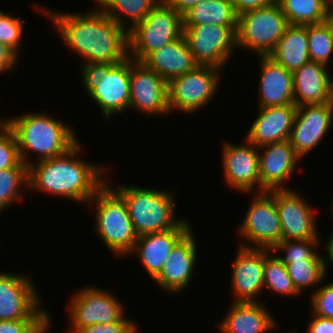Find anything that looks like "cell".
<instances>
[{"instance_id":"cell-10","label":"cell","mask_w":333,"mask_h":333,"mask_svg":"<svg viewBox=\"0 0 333 333\" xmlns=\"http://www.w3.org/2000/svg\"><path fill=\"white\" fill-rule=\"evenodd\" d=\"M247 213L238 228L239 235L247 240L237 243L248 248L273 249L282 241V229L275 203V190L252 196ZM246 243V244H245ZM250 243V244H249Z\"/></svg>"},{"instance_id":"cell-24","label":"cell","mask_w":333,"mask_h":333,"mask_svg":"<svg viewBox=\"0 0 333 333\" xmlns=\"http://www.w3.org/2000/svg\"><path fill=\"white\" fill-rule=\"evenodd\" d=\"M260 64L258 106L277 107L294 105L292 72L270 56H257Z\"/></svg>"},{"instance_id":"cell-12","label":"cell","mask_w":333,"mask_h":333,"mask_svg":"<svg viewBox=\"0 0 333 333\" xmlns=\"http://www.w3.org/2000/svg\"><path fill=\"white\" fill-rule=\"evenodd\" d=\"M113 294L96 286H85L73 294L67 305L70 333L94 324L118 322L125 309Z\"/></svg>"},{"instance_id":"cell-27","label":"cell","mask_w":333,"mask_h":333,"mask_svg":"<svg viewBox=\"0 0 333 333\" xmlns=\"http://www.w3.org/2000/svg\"><path fill=\"white\" fill-rule=\"evenodd\" d=\"M307 25H288L275 48L268 55L293 72L310 61Z\"/></svg>"},{"instance_id":"cell-34","label":"cell","mask_w":333,"mask_h":333,"mask_svg":"<svg viewBox=\"0 0 333 333\" xmlns=\"http://www.w3.org/2000/svg\"><path fill=\"white\" fill-rule=\"evenodd\" d=\"M310 61L327 66L333 54V39L324 22L307 25Z\"/></svg>"},{"instance_id":"cell-25","label":"cell","mask_w":333,"mask_h":333,"mask_svg":"<svg viewBox=\"0 0 333 333\" xmlns=\"http://www.w3.org/2000/svg\"><path fill=\"white\" fill-rule=\"evenodd\" d=\"M265 303L232 302L225 317L217 324L222 333H267L278 328Z\"/></svg>"},{"instance_id":"cell-13","label":"cell","mask_w":333,"mask_h":333,"mask_svg":"<svg viewBox=\"0 0 333 333\" xmlns=\"http://www.w3.org/2000/svg\"><path fill=\"white\" fill-rule=\"evenodd\" d=\"M183 35L196 63L201 66H212L222 70L235 49L237 50L236 33L227 26H183Z\"/></svg>"},{"instance_id":"cell-43","label":"cell","mask_w":333,"mask_h":333,"mask_svg":"<svg viewBox=\"0 0 333 333\" xmlns=\"http://www.w3.org/2000/svg\"><path fill=\"white\" fill-rule=\"evenodd\" d=\"M312 319L308 324L307 333H333V319L319 317L313 313Z\"/></svg>"},{"instance_id":"cell-6","label":"cell","mask_w":333,"mask_h":333,"mask_svg":"<svg viewBox=\"0 0 333 333\" xmlns=\"http://www.w3.org/2000/svg\"><path fill=\"white\" fill-rule=\"evenodd\" d=\"M84 89L100 108L103 119L127 112L130 101V57L119 64L95 66L81 72Z\"/></svg>"},{"instance_id":"cell-17","label":"cell","mask_w":333,"mask_h":333,"mask_svg":"<svg viewBox=\"0 0 333 333\" xmlns=\"http://www.w3.org/2000/svg\"><path fill=\"white\" fill-rule=\"evenodd\" d=\"M332 121L333 101L297 107L288 141L301 159L315 149L326 137Z\"/></svg>"},{"instance_id":"cell-37","label":"cell","mask_w":333,"mask_h":333,"mask_svg":"<svg viewBox=\"0 0 333 333\" xmlns=\"http://www.w3.org/2000/svg\"><path fill=\"white\" fill-rule=\"evenodd\" d=\"M23 26L21 18L0 11V43L10 48L18 57Z\"/></svg>"},{"instance_id":"cell-41","label":"cell","mask_w":333,"mask_h":333,"mask_svg":"<svg viewBox=\"0 0 333 333\" xmlns=\"http://www.w3.org/2000/svg\"><path fill=\"white\" fill-rule=\"evenodd\" d=\"M230 1L233 5L234 11L236 12L237 15H239L249 10L268 6L276 0H230Z\"/></svg>"},{"instance_id":"cell-9","label":"cell","mask_w":333,"mask_h":333,"mask_svg":"<svg viewBox=\"0 0 333 333\" xmlns=\"http://www.w3.org/2000/svg\"><path fill=\"white\" fill-rule=\"evenodd\" d=\"M220 69L198 65L194 70L168 82V104L171 112L178 109L194 113L208 105L219 88Z\"/></svg>"},{"instance_id":"cell-1","label":"cell","mask_w":333,"mask_h":333,"mask_svg":"<svg viewBox=\"0 0 333 333\" xmlns=\"http://www.w3.org/2000/svg\"><path fill=\"white\" fill-rule=\"evenodd\" d=\"M35 8L48 16L65 46L83 58L81 72L95 66L115 65L129 57L128 31L98 7L84 13Z\"/></svg>"},{"instance_id":"cell-15","label":"cell","mask_w":333,"mask_h":333,"mask_svg":"<svg viewBox=\"0 0 333 333\" xmlns=\"http://www.w3.org/2000/svg\"><path fill=\"white\" fill-rule=\"evenodd\" d=\"M275 203L282 229V241L319 240L314 208L293 189L275 190Z\"/></svg>"},{"instance_id":"cell-30","label":"cell","mask_w":333,"mask_h":333,"mask_svg":"<svg viewBox=\"0 0 333 333\" xmlns=\"http://www.w3.org/2000/svg\"><path fill=\"white\" fill-rule=\"evenodd\" d=\"M290 25L322 23L333 0H276Z\"/></svg>"},{"instance_id":"cell-14","label":"cell","mask_w":333,"mask_h":333,"mask_svg":"<svg viewBox=\"0 0 333 333\" xmlns=\"http://www.w3.org/2000/svg\"><path fill=\"white\" fill-rule=\"evenodd\" d=\"M129 109L141 114L168 115V82L143 62L130 57Z\"/></svg>"},{"instance_id":"cell-45","label":"cell","mask_w":333,"mask_h":333,"mask_svg":"<svg viewBox=\"0 0 333 333\" xmlns=\"http://www.w3.org/2000/svg\"><path fill=\"white\" fill-rule=\"evenodd\" d=\"M329 239H326V243H325V248L324 250H326V257L322 256V261H323V265H324V270H325V274H328V267L329 264L332 265L333 267V231H331L330 233V237L328 236ZM328 259V260H327ZM329 263V264H328ZM328 265V266H327Z\"/></svg>"},{"instance_id":"cell-3","label":"cell","mask_w":333,"mask_h":333,"mask_svg":"<svg viewBox=\"0 0 333 333\" xmlns=\"http://www.w3.org/2000/svg\"><path fill=\"white\" fill-rule=\"evenodd\" d=\"M6 123L16 137L21 161L29 166V159L35 153L38 161L62 155L79 140L70 124L47 113H23L8 118Z\"/></svg>"},{"instance_id":"cell-7","label":"cell","mask_w":333,"mask_h":333,"mask_svg":"<svg viewBox=\"0 0 333 333\" xmlns=\"http://www.w3.org/2000/svg\"><path fill=\"white\" fill-rule=\"evenodd\" d=\"M183 35L182 15L164 0L128 32L129 57L142 62L150 53Z\"/></svg>"},{"instance_id":"cell-44","label":"cell","mask_w":333,"mask_h":333,"mask_svg":"<svg viewBox=\"0 0 333 333\" xmlns=\"http://www.w3.org/2000/svg\"><path fill=\"white\" fill-rule=\"evenodd\" d=\"M176 12L183 15L190 8L205 0H164Z\"/></svg>"},{"instance_id":"cell-18","label":"cell","mask_w":333,"mask_h":333,"mask_svg":"<svg viewBox=\"0 0 333 333\" xmlns=\"http://www.w3.org/2000/svg\"><path fill=\"white\" fill-rule=\"evenodd\" d=\"M268 250L238 245L231 272L233 302H259V294L264 291V263Z\"/></svg>"},{"instance_id":"cell-2","label":"cell","mask_w":333,"mask_h":333,"mask_svg":"<svg viewBox=\"0 0 333 333\" xmlns=\"http://www.w3.org/2000/svg\"><path fill=\"white\" fill-rule=\"evenodd\" d=\"M81 151L78 141L62 155L41 161L30 159L29 191L31 189L78 203H88L106 183L105 172L108 168L81 159Z\"/></svg>"},{"instance_id":"cell-36","label":"cell","mask_w":333,"mask_h":333,"mask_svg":"<svg viewBox=\"0 0 333 333\" xmlns=\"http://www.w3.org/2000/svg\"><path fill=\"white\" fill-rule=\"evenodd\" d=\"M13 167L28 166L21 161L16 137L3 118L0 119V170Z\"/></svg>"},{"instance_id":"cell-32","label":"cell","mask_w":333,"mask_h":333,"mask_svg":"<svg viewBox=\"0 0 333 333\" xmlns=\"http://www.w3.org/2000/svg\"><path fill=\"white\" fill-rule=\"evenodd\" d=\"M273 255L274 252L271 249L265 253L264 289L287 297L299 295L288 275L286 265L278 258L277 254Z\"/></svg>"},{"instance_id":"cell-22","label":"cell","mask_w":333,"mask_h":333,"mask_svg":"<svg viewBox=\"0 0 333 333\" xmlns=\"http://www.w3.org/2000/svg\"><path fill=\"white\" fill-rule=\"evenodd\" d=\"M257 117L250 126L246 139L257 148L289 139L297 113L296 105L258 107Z\"/></svg>"},{"instance_id":"cell-4","label":"cell","mask_w":333,"mask_h":333,"mask_svg":"<svg viewBox=\"0 0 333 333\" xmlns=\"http://www.w3.org/2000/svg\"><path fill=\"white\" fill-rule=\"evenodd\" d=\"M106 182L126 203L137 236L164 232L176 228L184 219L176 217L175 191L149 189Z\"/></svg>"},{"instance_id":"cell-31","label":"cell","mask_w":333,"mask_h":333,"mask_svg":"<svg viewBox=\"0 0 333 333\" xmlns=\"http://www.w3.org/2000/svg\"><path fill=\"white\" fill-rule=\"evenodd\" d=\"M322 256L323 254L321 255L317 253L312 259L294 261L292 264H285L288 275L299 293L305 288L320 286L325 277H327Z\"/></svg>"},{"instance_id":"cell-29","label":"cell","mask_w":333,"mask_h":333,"mask_svg":"<svg viewBox=\"0 0 333 333\" xmlns=\"http://www.w3.org/2000/svg\"><path fill=\"white\" fill-rule=\"evenodd\" d=\"M97 7L126 31L140 23L161 0H94ZM124 16V17H123ZM128 21L132 22L129 24ZM131 19V20H130Z\"/></svg>"},{"instance_id":"cell-42","label":"cell","mask_w":333,"mask_h":333,"mask_svg":"<svg viewBox=\"0 0 333 333\" xmlns=\"http://www.w3.org/2000/svg\"><path fill=\"white\" fill-rule=\"evenodd\" d=\"M18 56L7 46L0 43V73L13 70L19 62Z\"/></svg>"},{"instance_id":"cell-47","label":"cell","mask_w":333,"mask_h":333,"mask_svg":"<svg viewBox=\"0 0 333 333\" xmlns=\"http://www.w3.org/2000/svg\"><path fill=\"white\" fill-rule=\"evenodd\" d=\"M332 196H333V195H332ZM331 202H332V203L330 204V205H331V207H330V208H331V211H330V212H331V214H332L331 217H332V221H333V197H332Z\"/></svg>"},{"instance_id":"cell-26","label":"cell","mask_w":333,"mask_h":333,"mask_svg":"<svg viewBox=\"0 0 333 333\" xmlns=\"http://www.w3.org/2000/svg\"><path fill=\"white\" fill-rule=\"evenodd\" d=\"M142 62L166 82L198 66L184 35L153 51Z\"/></svg>"},{"instance_id":"cell-16","label":"cell","mask_w":333,"mask_h":333,"mask_svg":"<svg viewBox=\"0 0 333 333\" xmlns=\"http://www.w3.org/2000/svg\"><path fill=\"white\" fill-rule=\"evenodd\" d=\"M245 141L244 145L230 142L222 145L223 177L229 187L242 193L254 190L260 193L258 148Z\"/></svg>"},{"instance_id":"cell-11","label":"cell","mask_w":333,"mask_h":333,"mask_svg":"<svg viewBox=\"0 0 333 333\" xmlns=\"http://www.w3.org/2000/svg\"><path fill=\"white\" fill-rule=\"evenodd\" d=\"M0 272V320H51L32 279Z\"/></svg>"},{"instance_id":"cell-39","label":"cell","mask_w":333,"mask_h":333,"mask_svg":"<svg viewBox=\"0 0 333 333\" xmlns=\"http://www.w3.org/2000/svg\"><path fill=\"white\" fill-rule=\"evenodd\" d=\"M51 320H0V333H47Z\"/></svg>"},{"instance_id":"cell-5","label":"cell","mask_w":333,"mask_h":333,"mask_svg":"<svg viewBox=\"0 0 333 333\" xmlns=\"http://www.w3.org/2000/svg\"><path fill=\"white\" fill-rule=\"evenodd\" d=\"M93 204L96 208V235L115 257L129 256L138 236L122 197L106 182L86 205L91 208Z\"/></svg>"},{"instance_id":"cell-21","label":"cell","mask_w":333,"mask_h":333,"mask_svg":"<svg viewBox=\"0 0 333 333\" xmlns=\"http://www.w3.org/2000/svg\"><path fill=\"white\" fill-rule=\"evenodd\" d=\"M185 219L174 229L139 236L129 254L137 256L148 275L154 279L168 260L175 244L192 228Z\"/></svg>"},{"instance_id":"cell-19","label":"cell","mask_w":333,"mask_h":333,"mask_svg":"<svg viewBox=\"0 0 333 333\" xmlns=\"http://www.w3.org/2000/svg\"><path fill=\"white\" fill-rule=\"evenodd\" d=\"M193 227L175 244L160 273L153 279L169 294L182 292L192 281L197 265V242Z\"/></svg>"},{"instance_id":"cell-20","label":"cell","mask_w":333,"mask_h":333,"mask_svg":"<svg viewBox=\"0 0 333 333\" xmlns=\"http://www.w3.org/2000/svg\"><path fill=\"white\" fill-rule=\"evenodd\" d=\"M260 193L271 190L291 189L285 182L296 172L301 158L288 140L258 148Z\"/></svg>"},{"instance_id":"cell-40","label":"cell","mask_w":333,"mask_h":333,"mask_svg":"<svg viewBox=\"0 0 333 333\" xmlns=\"http://www.w3.org/2000/svg\"><path fill=\"white\" fill-rule=\"evenodd\" d=\"M137 328L134 320L132 321L124 315L118 322L86 326L79 328L75 333H138Z\"/></svg>"},{"instance_id":"cell-38","label":"cell","mask_w":333,"mask_h":333,"mask_svg":"<svg viewBox=\"0 0 333 333\" xmlns=\"http://www.w3.org/2000/svg\"><path fill=\"white\" fill-rule=\"evenodd\" d=\"M311 313L319 317L333 319V282L320 284L310 297Z\"/></svg>"},{"instance_id":"cell-8","label":"cell","mask_w":333,"mask_h":333,"mask_svg":"<svg viewBox=\"0 0 333 333\" xmlns=\"http://www.w3.org/2000/svg\"><path fill=\"white\" fill-rule=\"evenodd\" d=\"M286 16L277 1L238 15L237 49H248L257 56H267L275 48L288 26ZM239 47V48H238Z\"/></svg>"},{"instance_id":"cell-46","label":"cell","mask_w":333,"mask_h":333,"mask_svg":"<svg viewBox=\"0 0 333 333\" xmlns=\"http://www.w3.org/2000/svg\"><path fill=\"white\" fill-rule=\"evenodd\" d=\"M330 33L331 38L333 39V6L327 12L326 18L323 21Z\"/></svg>"},{"instance_id":"cell-35","label":"cell","mask_w":333,"mask_h":333,"mask_svg":"<svg viewBox=\"0 0 333 333\" xmlns=\"http://www.w3.org/2000/svg\"><path fill=\"white\" fill-rule=\"evenodd\" d=\"M320 240H308V239H297V240H285L280 241L273 249V252H285L282 257L278 258L284 264H292L294 261H305L312 259L318 252L315 247L319 245ZM314 248V249H313Z\"/></svg>"},{"instance_id":"cell-28","label":"cell","mask_w":333,"mask_h":333,"mask_svg":"<svg viewBox=\"0 0 333 333\" xmlns=\"http://www.w3.org/2000/svg\"><path fill=\"white\" fill-rule=\"evenodd\" d=\"M183 26L212 24L230 27L237 32L238 15L230 0H205L182 15Z\"/></svg>"},{"instance_id":"cell-33","label":"cell","mask_w":333,"mask_h":333,"mask_svg":"<svg viewBox=\"0 0 333 333\" xmlns=\"http://www.w3.org/2000/svg\"><path fill=\"white\" fill-rule=\"evenodd\" d=\"M28 181V167L0 170V213L23 198V191L28 190Z\"/></svg>"},{"instance_id":"cell-23","label":"cell","mask_w":333,"mask_h":333,"mask_svg":"<svg viewBox=\"0 0 333 333\" xmlns=\"http://www.w3.org/2000/svg\"><path fill=\"white\" fill-rule=\"evenodd\" d=\"M328 66L309 61L292 72L294 105H318L333 101V78Z\"/></svg>"}]
</instances>
